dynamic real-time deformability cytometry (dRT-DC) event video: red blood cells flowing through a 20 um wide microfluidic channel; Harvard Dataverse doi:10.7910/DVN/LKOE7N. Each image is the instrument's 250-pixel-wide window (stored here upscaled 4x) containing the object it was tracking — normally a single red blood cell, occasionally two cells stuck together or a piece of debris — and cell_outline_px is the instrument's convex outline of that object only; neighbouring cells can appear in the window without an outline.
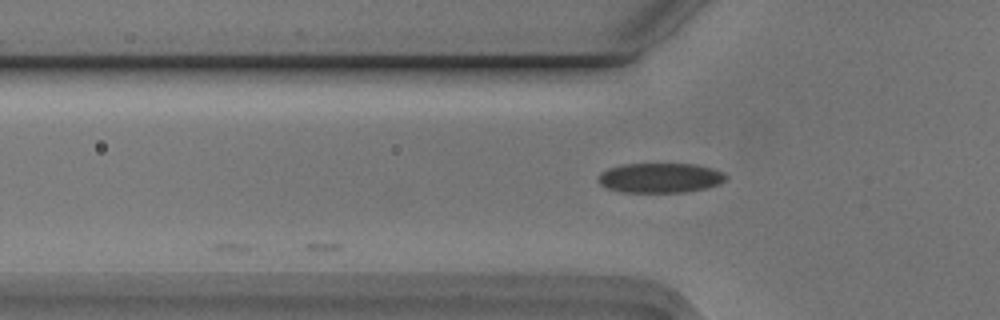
{"species": "Egyptian fruit bat (a non-hibernating species)", "species_latin": "Rousettus aegyptiacus", "temperature_condition": "cold", "stored_images_in_passage": 3, "camera_frame_rate_fps": 3000, "um_per_image_px": 0.085, "animal": {"sex": "male"}, "frame": {"image": 1, "passage_image": 3, "time_ms": 0.667, "image_size_px": [1000, 320], "cell_outline_px": [[728, 176], [720, 184], [708, 188], [684, 192], [620, 192], [608, 188], [600, 184], [600, 172], [608, 168], [624, 164], [696, 164], [712, 168], [724, 172]], "centroid_in_image_um": [56.16, 15.12], "position_along_channel_um": 69.6, "area_um2": 22.2}}